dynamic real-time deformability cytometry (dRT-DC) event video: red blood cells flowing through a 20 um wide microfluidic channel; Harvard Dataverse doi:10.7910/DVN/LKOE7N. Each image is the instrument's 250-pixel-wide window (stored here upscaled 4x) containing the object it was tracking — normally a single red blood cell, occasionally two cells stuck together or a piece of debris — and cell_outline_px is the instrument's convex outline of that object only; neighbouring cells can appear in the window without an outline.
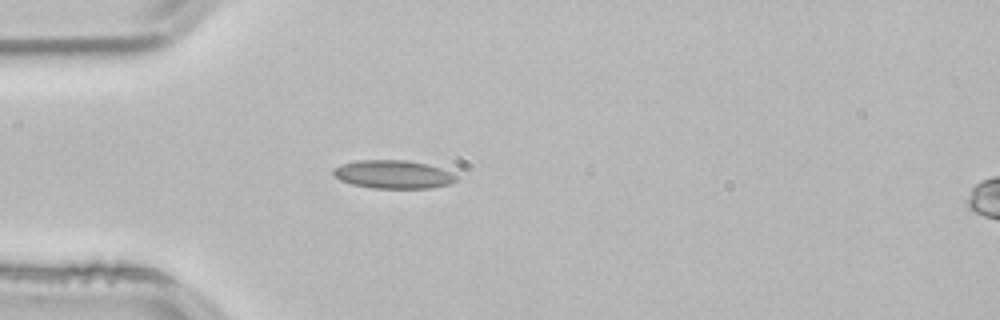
{"species": "common noctule bat (a hibernating species)", "species_latin": "Nyctalus noctula", "temperature_condition": "room temperature", "stored_images_in_passage": 39, "camera_frame_rate_fps": 3000, "um_per_image_px": 0.085, "animal": {"sex": "male", "body_mass_g": 21.5, "forearm_length_mm": 52.0}, "frame": {"image": 1, "passage_image": 1, "time_ms": 0.0, "image_size_px": [1000, 320], "cell_outline_px": [[456, 180], [452, 184], [432, 188], [372, 188], [352, 184], [340, 180], [332, 176], [332, 168], [340, 164], [356, 160], [408, 160], [428, 164], [440, 168], [456, 176]], "centroid_in_image_um": [33.37, 14.82], "position_along_channel_um": 51.6, "area_um2": 20.46}}
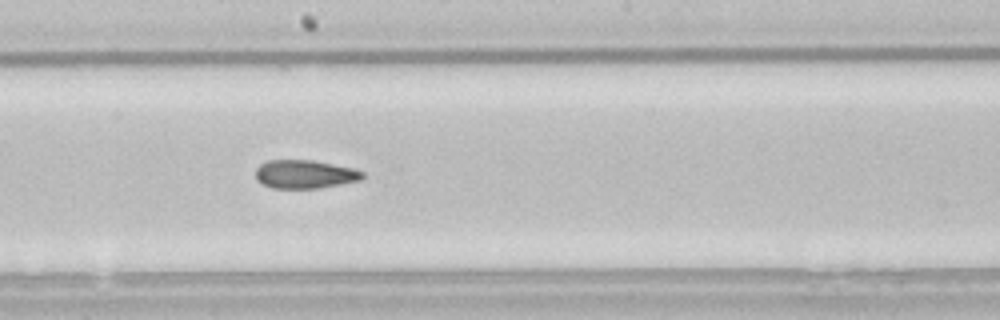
{"frame": {"image": 2, "passage_image": 15, "time_ms": 4.667, "image_size_px": [1000, 320], "cell_outline_px": [[364, 176], [360, 180], [340, 184], [316, 188], [272, 188], [256, 180], [256, 168], [260, 164], [268, 160], [312, 160], [352, 168], [364, 172]], "centroid_in_image_um": [25.88, 14.8], "position_along_channel_um": 222.3, "area_um2": 17.57}}
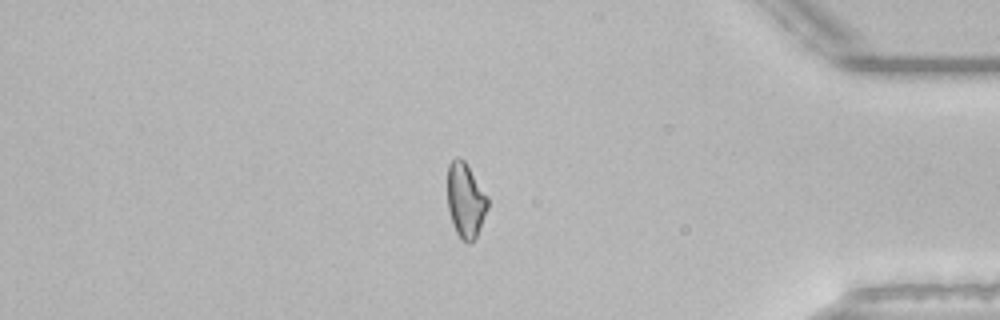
{"frame": {"image": 3, "passage_image": 31, "time_ms": 10.0, "image_size_px": [1000, 320], "cell_outline_px": [[488, 208], [476, 236], [468, 244], [460, 240], [456, 232], [448, 208], [448, 164], [456, 156], [460, 156], [464, 160], [488, 196]], "centroid_in_image_um": [39.57, 17.01], "position_along_channel_um": 395.6, "area_um2": 17.46}, "authors_computed_cell_mechanics": {"area_um2": 18.1492, "velocity_mm_per_s": 3.8497, "shape_relaxation_time_tau1_ms": null, "shape_relaxation_time_tau2_ms": 4.3596, "deformation_change_tau1": null, "deformation_change_tau2": 0.1051}}